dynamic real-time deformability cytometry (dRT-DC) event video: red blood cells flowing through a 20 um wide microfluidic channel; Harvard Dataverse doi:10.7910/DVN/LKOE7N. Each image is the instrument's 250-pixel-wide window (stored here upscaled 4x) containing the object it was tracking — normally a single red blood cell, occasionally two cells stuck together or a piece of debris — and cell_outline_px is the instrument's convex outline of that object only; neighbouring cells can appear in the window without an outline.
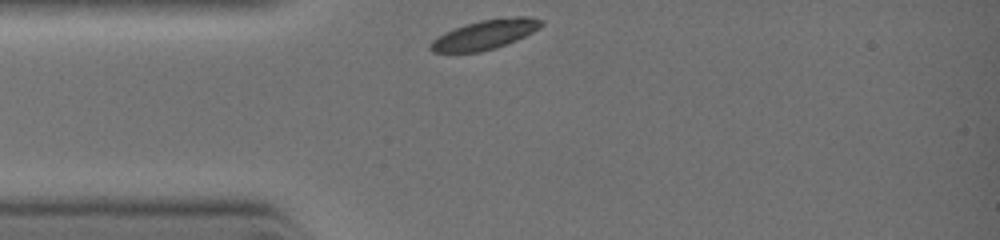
{"species": "common noctule bat (a hibernating species)", "species_latin": "Nyctalus noctula", "temperature_condition": "warm", "stored_images_in_passage": 5, "camera_frame_rate_fps": 3000, "um_per_image_px": 0.085, "animal": {"sex": "female", "body_mass_g": 19.0, "forearm_length_mm": 51.5}, "frame": {"image": 1, "passage_image": 1, "time_ms": 0.0, "image_size_px": [1000, 240], "cell_outline_px": [[544, 24], [540, 28], [516, 40], [496, 48], [480, 52], [432, 52], [428, 48], [432, 40], [456, 28], [480, 20], [516, 16], [528, 16], [544, 20]], "centroid_in_image_um": [41.28, 2.94], "position_along_channel_um": 43.7, "area_um2": 18.79}}
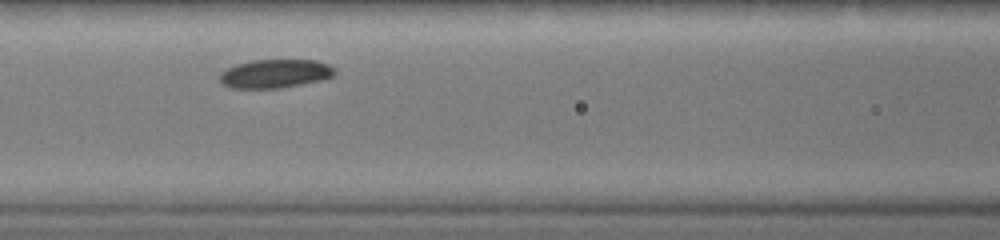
{"frame": {"image": 2, "passage_image": 4, "time_ms": 2.0, "image_size_px": [1000, 240], "cell_outline_px": [[336, 72], [332, 76], [324, 80], [280, 88], [232, 88], [224, 84], [220, 80], [220, 72], [224, 68], [236, 64], [252, 60], [316, 60], [328, 64], [336, 68]], "centroid_in_image_um": [23.4, 6.25], "position_along_channel_um": 143.2, "area_um2": 19.36}}
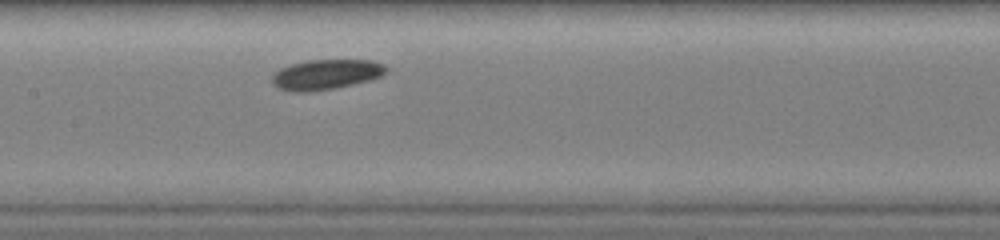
{"frame": {"image": 3, "passage_image": 5, "time_ms": 2.667, "image_size_px": [1000, 240], "cell_outline_px": [[388, 72], [372, 80], [336, 88], [312, 92], [292, 92], [276, 88], [272, 84], [272, 76], [280, 68], [292, 64], [308, 60], [372, 60], [384, 64], [388, 68]], "centroid_in_image_um": [27.72, 6.34], "position_along_channel_um": 179.7, "area_um2": 20.35}}